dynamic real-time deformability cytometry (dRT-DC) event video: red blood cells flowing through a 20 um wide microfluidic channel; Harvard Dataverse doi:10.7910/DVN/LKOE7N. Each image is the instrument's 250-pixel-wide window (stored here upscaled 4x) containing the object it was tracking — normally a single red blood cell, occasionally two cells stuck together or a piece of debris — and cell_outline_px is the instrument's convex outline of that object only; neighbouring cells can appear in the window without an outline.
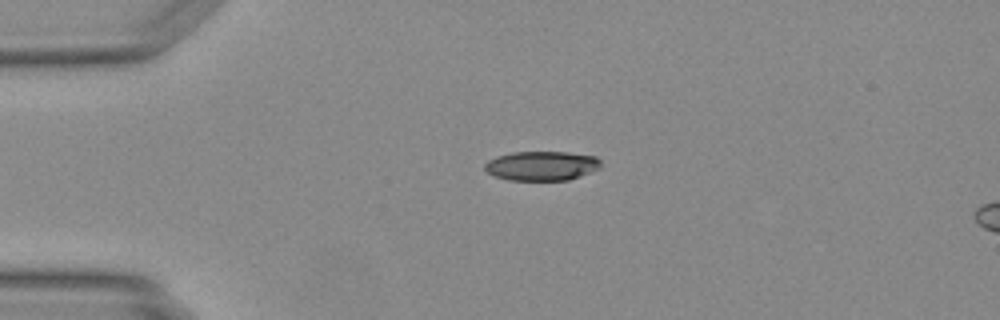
{"species": "Egyptian fruit bat (a non-hibernating species)", "species_latin": "Rousettus aegyptiacus", "temperature_condition": "warm", "stored_images_in_passage": 5, "camera_frame_rate_fps": 3000, "um_per_image_px": 0.085, "animal": {"sex": "female"}, "frame": {"image": 1, "passage_image": 1, "time_ms": 0.0, "image_size_px": [1000, 320], "cell_outline_px": [[600, 168], [580, 176], [568, 180], [508, 180], [496, 176], [488, 172], [484, 168], [484, 164], [488, 160], [496, 156], [512, 152], [568, 152], [596, 156], [600, 160]], "centroid_in_image_um": [46.04, 14.09], "position_along_channel_um": 39.0, "area_um2": 19.88}}